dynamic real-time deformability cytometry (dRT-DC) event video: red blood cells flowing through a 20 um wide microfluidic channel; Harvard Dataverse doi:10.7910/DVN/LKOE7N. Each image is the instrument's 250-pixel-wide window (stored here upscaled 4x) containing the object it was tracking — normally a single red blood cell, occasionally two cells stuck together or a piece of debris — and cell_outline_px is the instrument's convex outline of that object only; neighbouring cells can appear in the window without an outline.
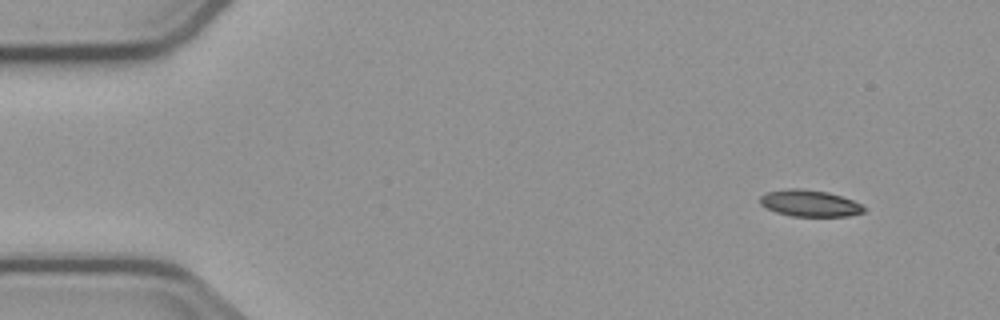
{"species": "common noctule bat (a hibernating species)", "species_latin": "Nyctalus noctula", "temperature_condition": "cold", "stored_images_in_passage": 4, "camera_frame_rate_fps": 3000, "um_per_image_px": 0.085, "animal": {"sex": "male", "body_mass_g": 23.1, "forearm_length_mm": 52.7}, "frame": {"image": 1, "passage_image": 1, "time_ms": 0.0, "image_size_px": [1000, 320], "cell_outline_px": [[868, 208], [864, 212], [848, 216], [792, 216], [776, 212], [760, 204], [760, 196], [768, 192], [788, 188], [800, 188], [828, 192], [852, 200]], "centroid_in_image_um": [68.84, 17.28], "position_along_channel_um": 16.2, "area_um2": 16.01}}